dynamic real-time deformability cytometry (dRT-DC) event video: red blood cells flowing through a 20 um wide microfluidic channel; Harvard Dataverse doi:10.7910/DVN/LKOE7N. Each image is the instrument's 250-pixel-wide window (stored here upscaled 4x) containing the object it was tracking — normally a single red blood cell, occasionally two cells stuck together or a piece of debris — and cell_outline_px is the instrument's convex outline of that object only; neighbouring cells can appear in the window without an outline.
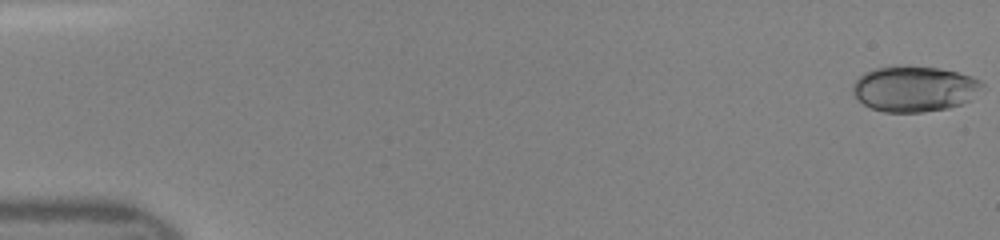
{"species": "human", "species_latin": "Homo sapiens", "temperature_condition": "room temperature", "stored_images_in_passage": 47, "camera_frame_rate_fps": 3000, "um_per_image_px": 0.085, "donor": {"sex": "female"}, "frame": {"image": 1, "passage_image": 1, "time_ms": 0.0, "image_size_px": [1000, 240], "cell_outline_px": [[984, 84], [968, 100], [960, 104], [948, 108], [924, 112], [884, 112], [872, 108], [864, 104], [852, 92], [852, 84], [864, 72], [876, 68], [940, 68], [972, 76], [980, 80]], "centroid_in_image_um": [77.7, 7.57], "position_along_channel_um": 7.3, "area_um2": 33.52}}
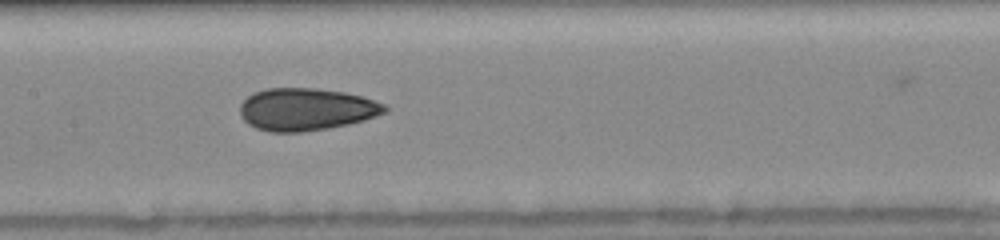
{"frame": {"image": 2, "passage_image": 24, "time_ms": 7.667, "image_size_px": [1000, 240], "cell_outline_px": [[388, 108], [384, 112], [364, 120], [348, 124], [328, 128], [300, 132], [268, 132], [256, 128], [248, 124], [240, 116], [240, 104], [248, 96], [264, 88], [316, 88], [344, 92], [360, 96], [384, 104]], "centroid_in_image_um": [25.98, 9.29], "position_along_channel_um": 181.4, "area_um2": 35.6}}
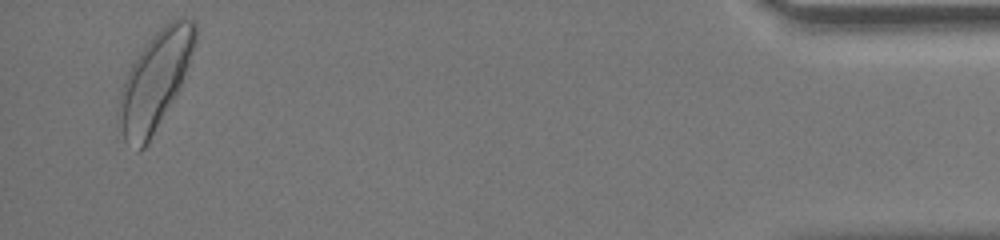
{"frame": {"image": 3, "passage_image": 46, "time_ms": 15.0, "image_size_px": [1000, 240], "cell_outline_px": [[196, 44], [180, 84], [176, 92], [144, 148], [140, 152], [124, 140], [120, 120], [120, 92], [124, 80], [132, 64], [144, 44], [160, 28], [172, 20], [180, 16], [184, 16], [196, 20]], "centroid_in_image_um": [13.2, 6.76], "position_along_channel_um": 422.0, "area_um2": 42.02}}